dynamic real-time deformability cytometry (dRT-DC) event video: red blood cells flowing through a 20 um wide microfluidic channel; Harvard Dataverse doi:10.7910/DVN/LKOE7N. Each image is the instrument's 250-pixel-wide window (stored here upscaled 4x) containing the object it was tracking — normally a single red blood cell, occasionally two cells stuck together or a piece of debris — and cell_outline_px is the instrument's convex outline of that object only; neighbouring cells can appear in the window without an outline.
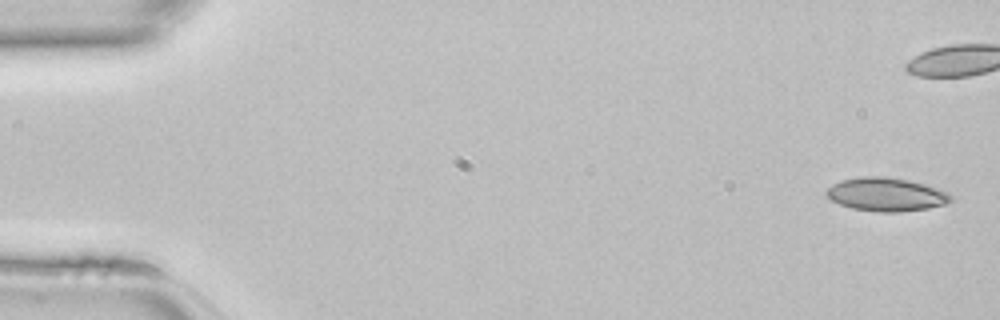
{"species": "common noctule bat (a hibernating species)", "species_latin": "Nyctalus noctula", "temperature_condition": "room temperature", "stored_images_in_passage": 37, "camera_frame_rate_fps": 3000, "um_per_image_px": 0.085, "animal": {"sex": "female", "body_mass_g": 22.7, "forearm_length_mm": 54.2}, "frame": {"image": 1, "passage_image": 1, "time_ms": 0.0, "image_size_px": [1000, 320], "cell_outline_px": [[952, 200], [944, 204], [928, 208], [900, 212], [876, 212], [852, 208], [840, 204], [824, 196], [824, 192], [832, 184], [840, 180], [864, 176], [884, 176], [908, 180], [924, 184], [948, 192], [952, 196]], "centroid_in_image_um": [75.29, 16.52], "position_along_channel_um": 9.7, "area_um2": 24.33}}